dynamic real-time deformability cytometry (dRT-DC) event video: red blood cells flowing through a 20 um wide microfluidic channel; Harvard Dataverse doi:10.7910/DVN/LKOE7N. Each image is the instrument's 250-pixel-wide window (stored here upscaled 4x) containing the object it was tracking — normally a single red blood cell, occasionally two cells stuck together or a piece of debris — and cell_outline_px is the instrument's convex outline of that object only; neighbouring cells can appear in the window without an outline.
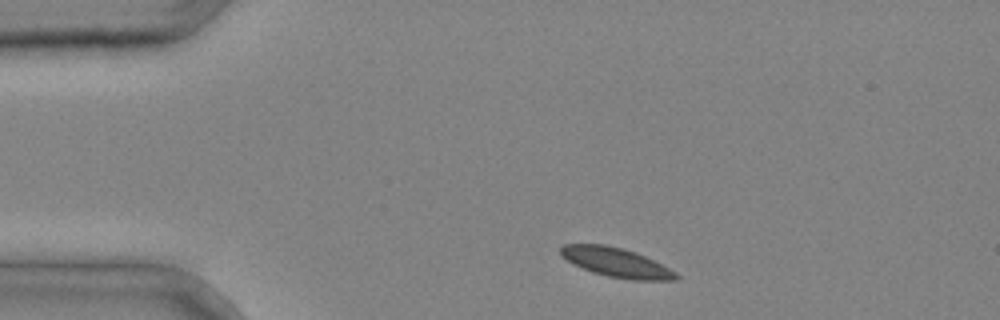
{"species": "common noctule bat (a hibernating species)", "species_latin": "Nyctalus noctula", "temperature_condition": "cold", "stored_images_in_passage": 2, "camera_frame_rate_fps": 3000, "um_per_image_px": 0.085, "animal": {"sex": "male", "body_mass_g": 20.4}, "frame": {"image": 1, "passage_image": 1, "time_ms": 0.0, "image_size_px": [1000, 320], "cell_outline_px": [[680, 276], [676, 280], [632, 280], [608, 276], [592, 272], [572, 264], [560, 256], [560, 248], [564, 244], [604, 244], [624, 248], [636, 252], [676, 272]], "centroid_in_image_um": [52.34, 22.3], "position_along_channel_um": 32.7, "area_um2": 19.71}}